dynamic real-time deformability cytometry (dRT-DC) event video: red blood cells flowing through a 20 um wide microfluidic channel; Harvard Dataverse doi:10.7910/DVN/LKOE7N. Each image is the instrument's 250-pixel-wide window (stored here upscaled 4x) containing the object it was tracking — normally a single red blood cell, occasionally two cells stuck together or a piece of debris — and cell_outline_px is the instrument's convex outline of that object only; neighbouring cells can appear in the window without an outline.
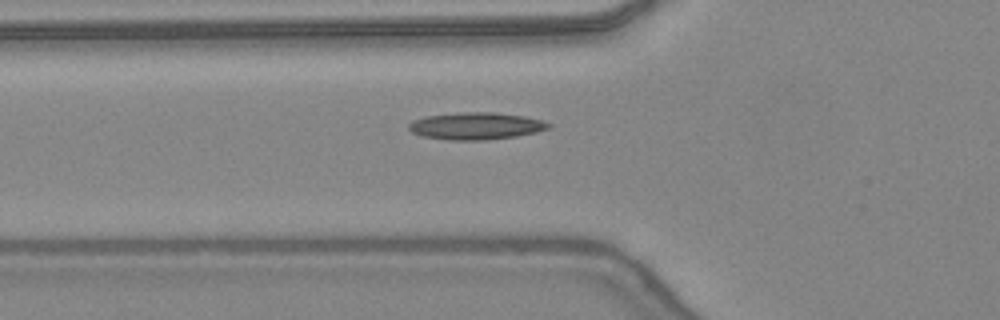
{"species": "common noctule bat (a hibernating species)", "species_latin": "Nyctalus noctula", "temperature_condition": "warm", "stored_images_in_passage": 32, "camera_frame_rate_fps": 3000, "um_per_image_px": 0.085, "animal": {"sex": "female", "body_mass_g": 24.6, "forearm_length_mm": 56.2}, "frame": {"image": 1, "passage_image": 2, "time_ms": 0.333, "image_size_px": [1000, 320], "cell_outline_px": [[552, 124], [548, 128], [536, 132], [516, 136], [484, 140], [448, 140], [424, 136], [412, 132], [408, 128], [408, 124], [412, 120], [424, 116], [460, 112], [492, 112], [524, 116], [540, 120]], "centroid_in_image_um": [40.42, 10.7], "position_along_channel_um": 85.4, "area_um2": 22.02}}
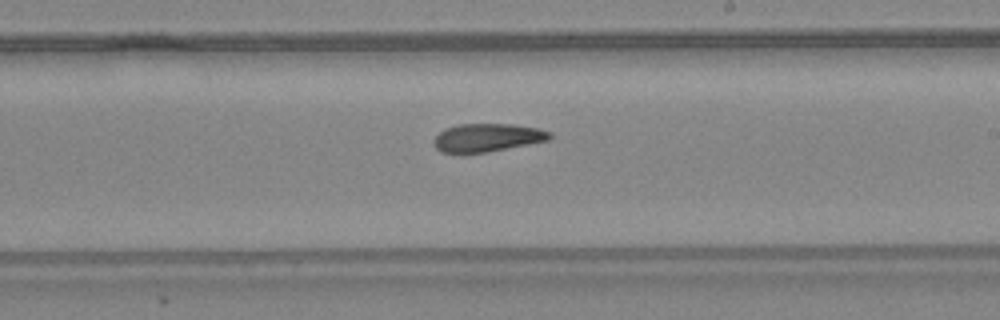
{"frame": {"image": 2, "passage_image": 13, "time_ms": 4.0, "image_size_px": [1000, 320], "cell_outline_px": [[552, 136], [548, 140], [488, 152], [460, 156], [440, 152], [432, 144], [432, 140], [444, 128], [460, 124], [512, 124], [536, 128], [552, 132]], "centroid_in_image_um": [41.32, 11.74], "position_along_channel_um": 247.7, "area_um2": 19.59}}
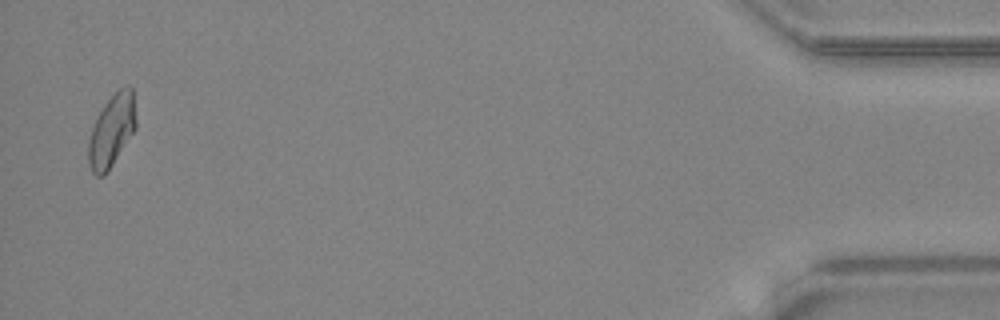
{"frame": {"image": 3, "passage_image": 31, "time_ms": 10.0, "image_size_px": [1000, 320], "cell_outline_px": [[136, 128], [108, 172], [104, 176], [96, 176], [92, 172], [88, 164], [88, 140], [92, 128], [104, 104], [120, 88], [128, 84], [132, 88], [136, 120]], "centroid_in_image_um": [9.49, 11.14], "position_along_channel_um": 425.7, "area_um2": 19.94}, "authors_computed_cell_mechanics": {"area_um2": 19.7965, "velocity_mm_per_s": 4.4076, "shape_relaxation_time_tau1_ms": null, "shape_relaxation_time_tau2_ms": 4.0869, "deformation_change_tau1": null, "deformation_change_tau2": 0.1236}}